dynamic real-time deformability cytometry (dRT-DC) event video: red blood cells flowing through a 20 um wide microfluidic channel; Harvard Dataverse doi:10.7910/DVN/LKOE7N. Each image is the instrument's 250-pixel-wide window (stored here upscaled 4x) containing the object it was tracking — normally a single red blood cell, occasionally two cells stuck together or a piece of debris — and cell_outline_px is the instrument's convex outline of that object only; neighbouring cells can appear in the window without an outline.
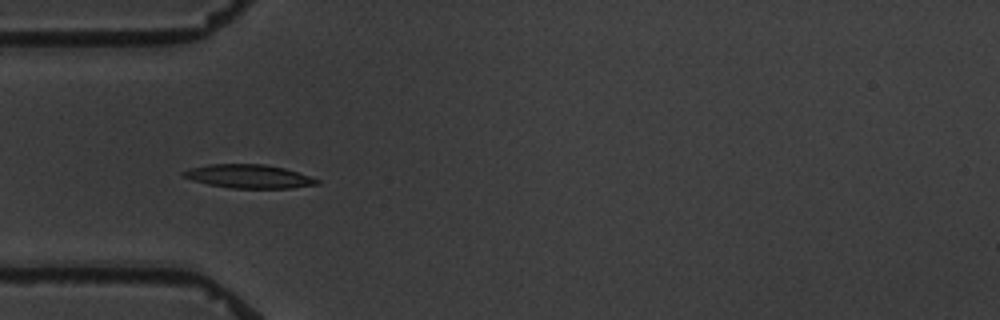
{"species": "common noctule bat (a hibernating species)", "species_latin": "Nyctalus noctula", "temperature_condition": "warm", "stored_images_in_passage": 10, "camera_frame_rate_fps": 3000, "um_per_image_px": 0.085, "animal": {"sex": "male", "body_mass_g": 19.5, "forearm_length_mm": 54.6}, "frame": {"image": 1, "passage_image": 5, "time_ms": 4.667, "image_size_px": [1000, 320], "cell_outline_px": [[320, 184], [292, 188], [232, 188], [208, 184], [192, 180], [180, 176], [180, 172], [192, 168], [208, 164], [264, 164], [284, 168], [312, 176], [320, 180]], "centroid_in_image_um": [21.16, 14.99], "position_along_channel_um": 63.8, "area_um2": 18.5}}
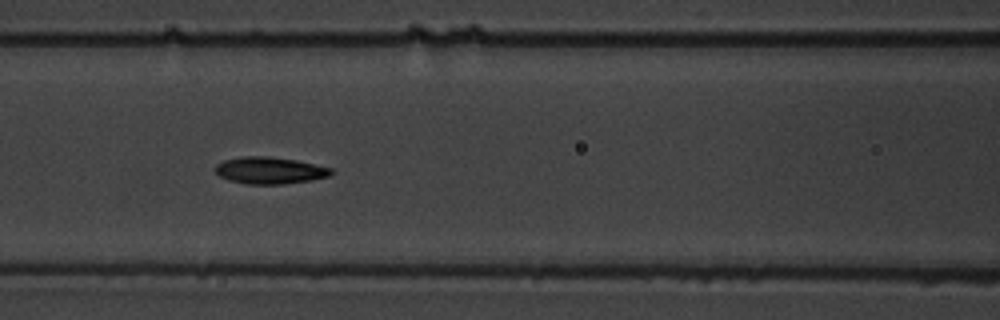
{"frame": {"image": 2, "passage_image": 7, "time_ms": 7.0, "image_size_px": [1000, 320], "cell_outline_px": [[332, 172], [328, 176], [312, 180], [284, 184], [248, 184], [228, 180], [220, 176], [212, 168], [216, 164], [224, 160], [244, 156], [268, 156], [296, 160], [332, 168]], "centroid_in_image_um": [22.89, 14.48], "position_along_channel_um": 143.7, "area_um2": 18.15}}
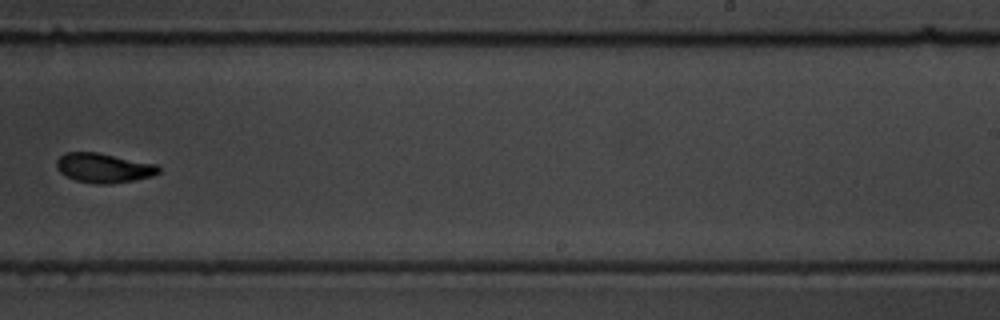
{"frame": {"image": 3, "passage_image": 10, "time_ms": 11.0, "image_size_px": [1000, 320], "cell_outline_px": [[160, 172], [152, 176], [132, 180], [108, 184], [96, 184], [76, 180], [60, 172], [56, 168], [56, 160], [64, 152], [96, 152], [156, 164], [160, 168]], "centroid_in_image_um": [8.79, 14.26], "position_along_channel_um": 280.2, "area_um2": 17.4}}